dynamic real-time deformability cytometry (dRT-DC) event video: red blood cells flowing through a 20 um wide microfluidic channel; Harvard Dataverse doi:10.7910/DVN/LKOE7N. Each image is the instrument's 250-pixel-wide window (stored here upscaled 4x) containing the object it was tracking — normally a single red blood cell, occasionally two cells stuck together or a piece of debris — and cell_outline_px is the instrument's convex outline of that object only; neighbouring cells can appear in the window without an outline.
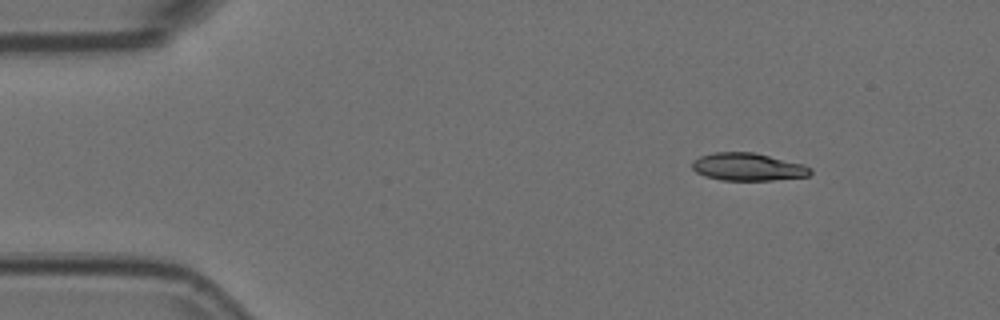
{"species": "Egyptian fruit bat (a non-hibernating species)", "species_latin": "Rousettus aegyptiacus", "temperature_condition": "room temperature", "stored_images_in_passage": 3, "camera_frame_rate_fps": 3000, "um_per_image_px": 0.085, "animal": {"sex": "female"}, "frame": {"image": 1, "passage_image": 1, "time_ms": 0.0, "image_size_px": [1000, 320], "cell_outline_px": [[812, 172], [808, 176], [772, 180], [720, 180], [704, 176], [696, 172], [692, 168], [692, 160], [700, 156], [716, 152], [752, 152], [804, 164], [812, 168]], "centroid_in_image_um": [63.56, 14.19], "position_along_channel_um": 21.4, "area_um2": 19.07}}
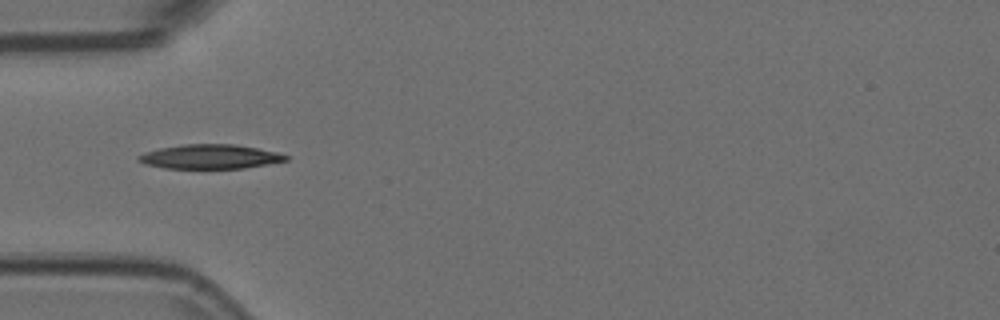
{"frame": {"image": 2, "passage_image": 3, "time_ms": 0.667, "image_size_px": [1000, 320], "cell_outline_px": [[288, 160], [268, 164], [244, 168], [164, 168], [144, 164], [136, 160], [136, 156], [144, 152], [160, 148], [184, 144], [236, 144], [276, 152], [288, 156]], "centroid_in_image_um": [17.81, 13.31], "position_along_channel_um": 67.2, "area_um2": 20.87}}